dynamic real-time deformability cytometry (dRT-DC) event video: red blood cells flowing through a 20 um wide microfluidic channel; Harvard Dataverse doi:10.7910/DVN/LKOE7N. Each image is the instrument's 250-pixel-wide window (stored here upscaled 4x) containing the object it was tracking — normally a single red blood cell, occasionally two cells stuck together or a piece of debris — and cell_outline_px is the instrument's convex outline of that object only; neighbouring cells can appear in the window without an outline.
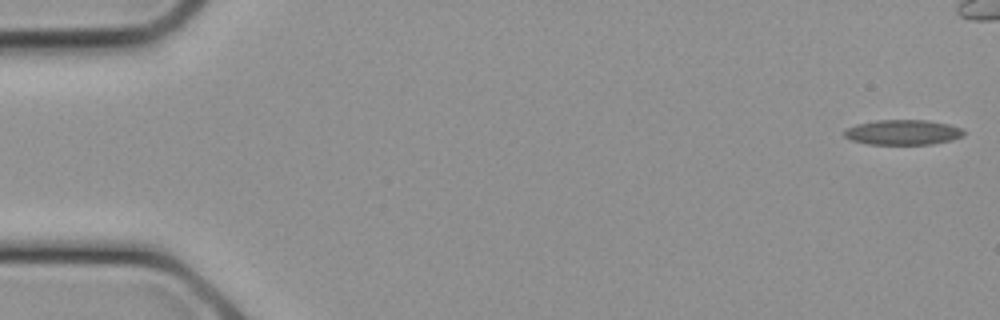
{"species": "common noctule bat (a hibernating species)", "species_latin": "Nyctalus noctula", "temperature_condition": "cold", "stored_images_in_passage": 9, "camera_frame_rate_fps": 3000, "um_per_image_px": 0.085, "animal": {"sex": "female", "body_mass_g": 21.9}, "frame": {"image": 1, "passage_image": 1, "time_ms": 0.0, "image_size_px": [1000, 320], "cell_outline_px": [[964, 136], [952, 140], [932, 144], [868, 144], [852, 140], [844, 136], [844, 132], [848, 128], [856, 124], [876, 120], [928, 120], [948, 124], [964, 128]], "centroid_in_image_um": [76.79, 11.24], "position_along_channel_um": 8.2, "area_um2": 17.51}}
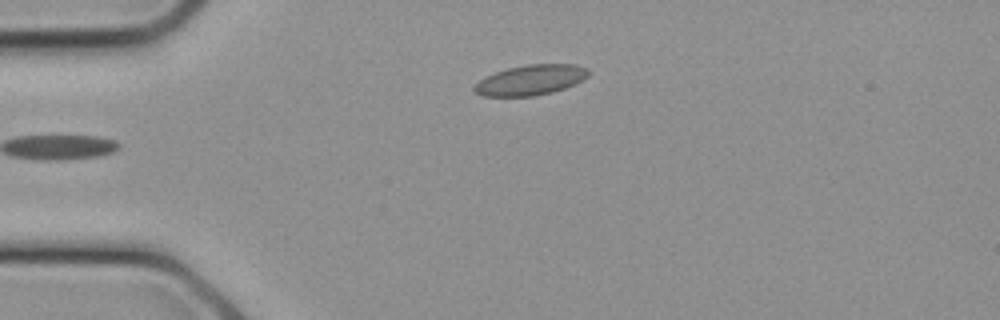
{"frame": {"image": 2, "passage_image": 9, "time_ms": 2.667, "image_size_px": [1000, 320], "cell_outline_px": [[588, 76], [576, 84], [552, 92], [532, 96], [484, 96], [476, 92], [472, 88], [480, 80], [496, 72], [508, 68], [528, 64], [576, 64], [588, 68]], "centroid_in_image_um": [45.14, 6.79], "position_along_channel_um": 39.9, "area_um2": 19.94}}